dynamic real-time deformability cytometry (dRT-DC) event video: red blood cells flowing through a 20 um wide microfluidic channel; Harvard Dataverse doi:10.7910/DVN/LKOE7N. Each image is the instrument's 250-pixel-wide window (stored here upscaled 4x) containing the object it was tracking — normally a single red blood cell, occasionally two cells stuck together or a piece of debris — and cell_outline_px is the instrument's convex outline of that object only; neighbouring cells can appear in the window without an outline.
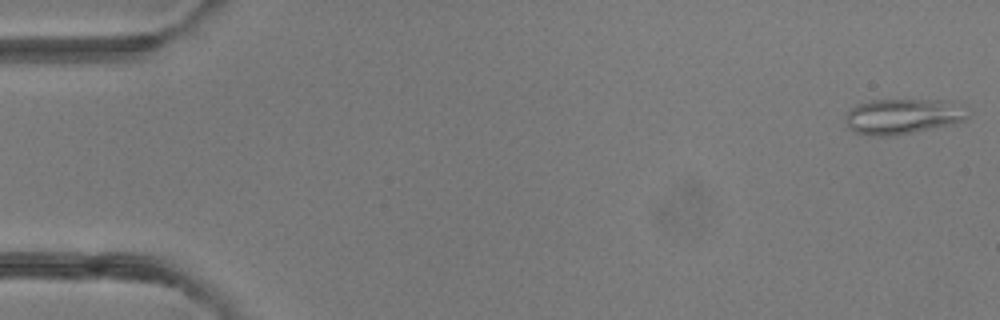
{"species": "common noctule bat (a hibernating species)", "species_latin": "Nyctalus noctula", "temperature_condition": "room temperature", "stored_images_in_passage": 48, "camera_frame_rate_fps": 3000, "um_per_image_px": 0.085, "animal": {"sex": "female"}, "frame": {"image": 1, "passage_image": 1, "time_ms": 0.0, "image_size_px": [1000, 320], "cell_outline_px": [[972, 112], [964, 120], [956, 124], [892, 136], [872, 136], [856, 132], [848, 124], [844, 116], [856, 104], [872, 100], [952, 100]], "centroid_in_image_um": [76.82, 9.88], "position_along_channel_um": 8.2, "area_um2": 25.43}}
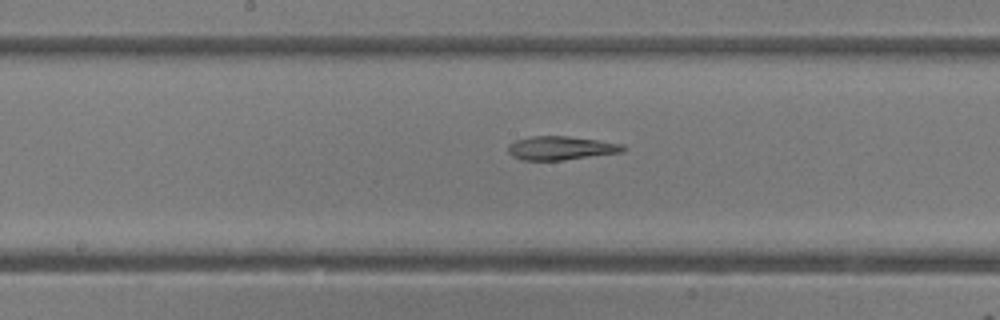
{"frame": {"image": 2, "passage_image": 25, "time_ms": 8.0, "image_size_px": [1000, 320], "cell_outline_px": [[628, 148], [624, 152], [564, 160], [520, 160], [512, 156], [508, 152], [508, 144], [516, 140], [532, 136], [568, 136], [600, 140], [624, 144]], "centroid_in_image_um": [47.72, 12.58], "position_along_channel_um": 200.5, "area_um2": 16.13}}
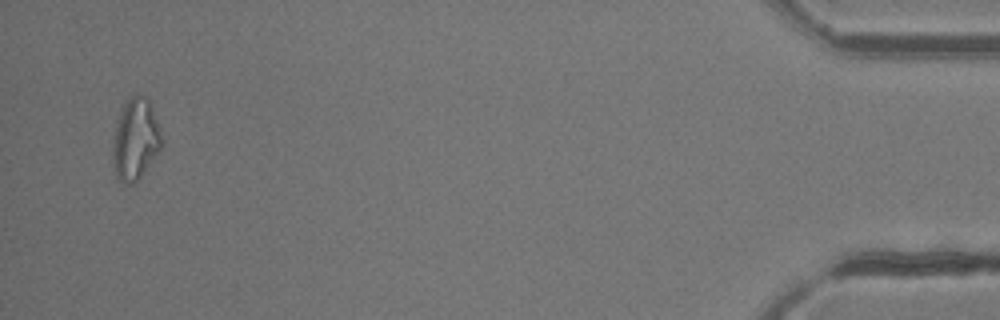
{"frame": {"image": 3, "passage_image": 47, "time_ms": 15.333, "image_size_px": [1000, 320], "cell_outline_px": [[160, 148], [140, 176], [132, 184], [124, 184], [116, 176], [112, 156], [112, 148], [116, 120], [124, 104], [132, 96], [148, 96], [160, 132]], "centroid_in_image_um": [11.47, 11.83], "position_along_channel_um": 423.7, "area_um2": 22.54}, "authors_computed_cell_mechanics": {"area_um2": 18.2648, "velocity_mm_per_s": 4.2385, "shape_relaxation_time_tau1_ms": null, "shape_relaxation_time_tau2_ms": 1.9898, "deformation_change_tau1": null, "deformation_change_tau2": 0.1165}}